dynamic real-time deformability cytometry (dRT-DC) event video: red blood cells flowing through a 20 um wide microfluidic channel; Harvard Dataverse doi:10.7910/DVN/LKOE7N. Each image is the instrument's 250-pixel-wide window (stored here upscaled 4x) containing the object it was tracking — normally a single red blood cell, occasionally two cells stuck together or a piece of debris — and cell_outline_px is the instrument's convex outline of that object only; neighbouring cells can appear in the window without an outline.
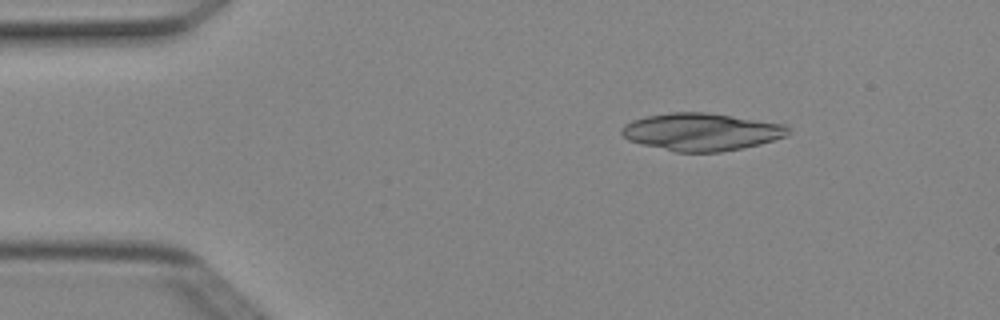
{"species": "Egyptian fruit bat (a non-hibernating species)", "species_latin": "Rousettus aegyptiacus", "temperature_condition": "cold", "stored_images_in_passage": 16, "camera_frame_rate_fps": 3000, "um_per_image_px": 0.085, "animal": {"sex": "female"}, "frame": {"image": 1, "passage_image": 7, "time_ms": 2.0, "image_size_px": [1000, 320], "cell_outline_px": [[788, 136], [760, 144], [720, 152], [676, 152], [628, 140], [620, 132], [620, 128], [624, 124], [632, 120], [648, 116], [672, 112], [708, 112], [784, 124], [788, 128]], "centroid_in_image_um": [59.61, 11.2], "position_along_channel_um": 25.4, "area_um2": 36.24}}